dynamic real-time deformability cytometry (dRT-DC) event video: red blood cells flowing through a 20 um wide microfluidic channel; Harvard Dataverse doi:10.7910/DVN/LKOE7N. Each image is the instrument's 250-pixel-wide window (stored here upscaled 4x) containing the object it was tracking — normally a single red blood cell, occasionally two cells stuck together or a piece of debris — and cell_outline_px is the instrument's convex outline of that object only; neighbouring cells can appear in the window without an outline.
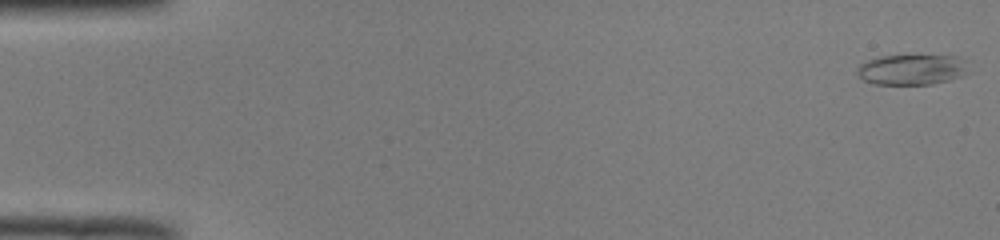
{"species": "common noctule bat (a hibernating species)", "species_latin": "Nyctalus noctula", "temperature_condition": "room temperature", "stored_images_in_passage": 51, "camera_frame_rate_fps": 3000, "um_per_image_px": 0.085, "animal": {"sex": "male", "body_mass_g": 19.0, "forearm_length_mm": 50.8}, "frame": {"image": 1, "passage_image": 1, "time_ms": 0.0, "image_size_px": [1000, 240], "cell_outline_px": [[964, 76], [932, 84], [876, 84], [864, 80], [856, 72], [856, 68], [860, 64], [868, 60], [880, 56], [916, 52], [952, 56], [960, 60]], "centroid_in_image_um": [77.4, 5.86], "position_along_channel_um": 7.6, "area_um2": 20.06}}
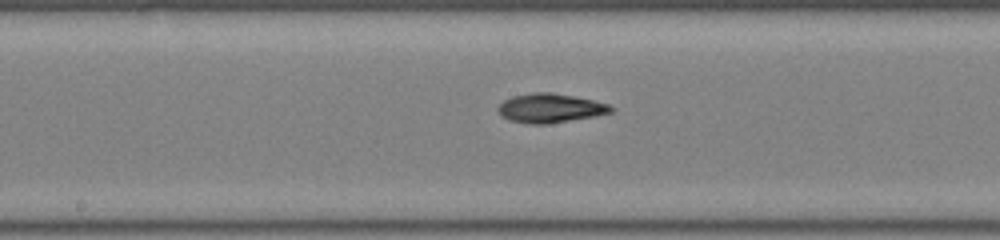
{"frame": {"image": 2, "passage_image": 27, "time_ms": 8.667, "image_size_px": [1000, 240], "cell_outline_px": [[616, 108], [612, 112], [592, 116], [548, 124], [528, 124], [508, 120], [500, 116], [496, 108], [504, 100], [512, 96], [532, 92], [552, 92], [592, 100], [608, 104]], "centroid_in_image_um": [46.71, 9.19], "position_along_channel_um": 201.5, "area_um2": 19.19}}
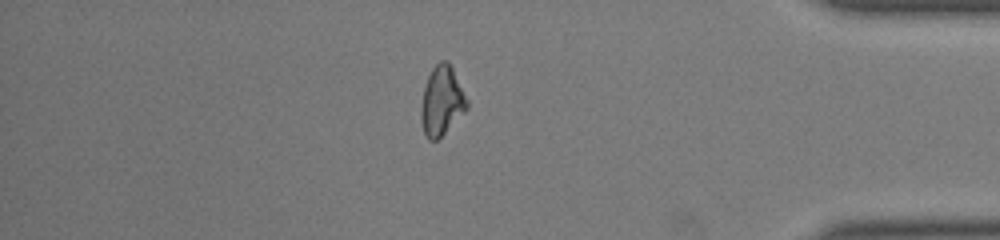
{"frame": {"image": 3, "passage_image": 44, "time_ms": 14.333, "image_size_px": [1000, 240], "cell_outline_px": [[468, 108], [436, 140], [428, 140], [424, 132], [420, 116], [420, 108], [424, 88], [428, 76], [432, 68], [440, 60], [448, 60], [468, 100]], "centroid_in_image_um": [37.54, 8.55], "position_along_channel_um": 397.7, "area_um2": 18.26}, "authors_computed_cell_mechanics": {"area_um2": 18.6116, "velocity_mm_per_s": 4.0125, "shape_relaxation_time_tau1_ms": 4.0129, "shape_relaxation_time_tau2_ms": 5.0613, "deformation_change_tau1": 0.1662, "deformation_change_tau2": 0.1188}}